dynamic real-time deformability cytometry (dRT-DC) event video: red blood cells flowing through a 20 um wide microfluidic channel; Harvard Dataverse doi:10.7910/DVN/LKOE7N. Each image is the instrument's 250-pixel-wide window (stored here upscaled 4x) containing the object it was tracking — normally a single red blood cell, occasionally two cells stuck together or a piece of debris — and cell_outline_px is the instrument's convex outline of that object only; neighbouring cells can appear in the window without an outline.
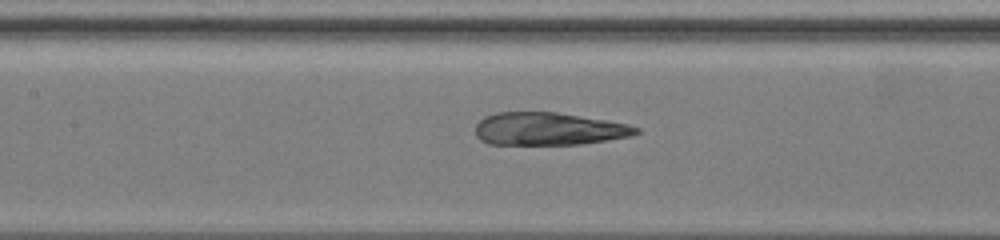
{"species": "common noctule bat (a hibernating species)", "species_latin": "Nyctalus noctula", "temperature_condition": "warm", "stored_images_in_passage": 75, "camera_frame_rate_fps": 3000, "um_per_image_px": 0.085, "animal": {"sex": "female", "body_mass_g": 19.5, "forearm_length_mm": 54.1}, "frame": {"image": 1, "passage_image": 39, "time_ms": 12.667, "image_size_px": [1000, 240], "cell_outline_px": [[640, 132], [632, 136], [608, 140], [580, 144], [488, 144], [480, 140], [476, 136], [476, 124], [484, 116], [496, 112], [556, 112], [628, 124], [640, 128]], "centroid_in_image_um": [46.62, 10.95], "position_along_channel_um": 160.8, "area_um2": 30.63}}
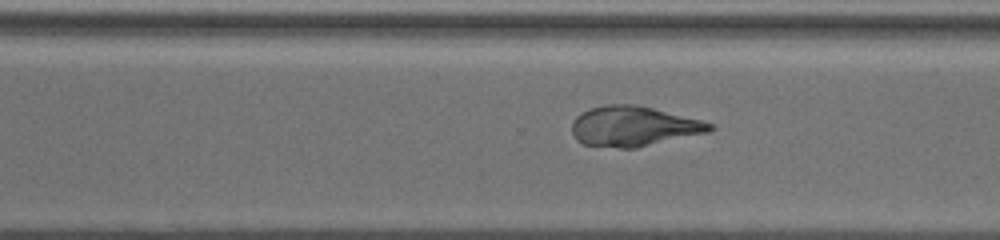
{"frame": {"image": 2, "passage_image": 55, "time_ms": 18.0, "image_size_px": [1000, 240], "cell_outline_px": [[716, 128], [708, 132], [636, 148], [620, 148], [584, 144], [576, 140], [572, 132], [572, 124], [576, 116], [592, 108], [608, 104], [636, 104], [700, 120], [712, 124]], "centroid_in_image_um": [53.84, 10.74], "position_along_channel_um": 316.8, "area_um2": 31.85}}
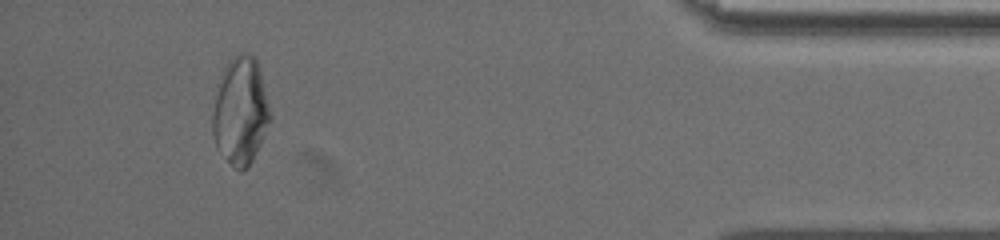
{"frame": {"image": 3, "passage_image": 70, "time_ms": 23.0, "image_size_px": [1000, 240], "cell_outline_px": [[272, 120], [248, 168], [240, 172], [232, 168], [216, 144], [212, 132], [212, 116], [216, 84], [224, 68], [232, 56], [240, 52], [248, 52], [256, 60], [260, 72], [272, 116]], "centroid_in_image_um": [20.43, 9.44], "position_along_channel_um": 414.8, "area_um2": 36.36}}